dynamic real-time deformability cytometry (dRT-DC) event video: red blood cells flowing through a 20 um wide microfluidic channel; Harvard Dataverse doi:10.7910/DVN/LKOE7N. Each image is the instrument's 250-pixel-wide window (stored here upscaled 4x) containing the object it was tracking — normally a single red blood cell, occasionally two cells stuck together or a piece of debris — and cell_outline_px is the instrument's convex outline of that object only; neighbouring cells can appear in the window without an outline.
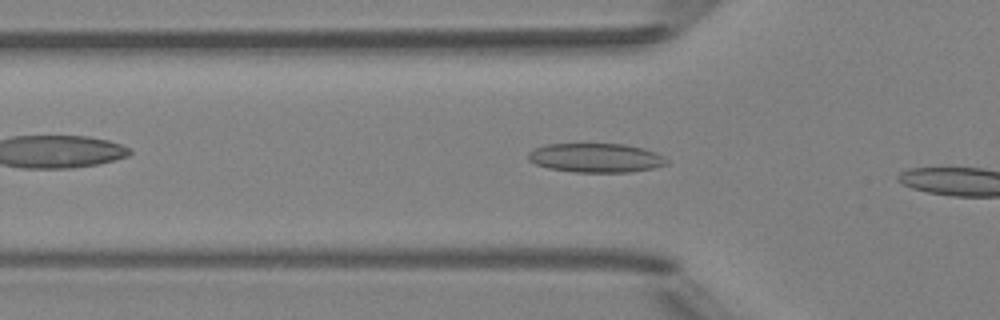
{"species": "Egyptian fruit bat (a non-hibernating species)", "species_latin": "Rousettus aegyptiacus", "temperature_condition": "room temperature", "stored_images_in_passage": 6, "camera_frame_rate_fps": 3000, "um_per_image_px": 0.085, "animal": {"sex": "female"}, "frame": {"image": 1, "passage_image": 6, "time_ms": 6.333, "image_size_px": [1000, 320], "cell_outline_px": [[668, 164], [652, 168], [632, 172], [572, 172], [548, 168], [536, 164], [528, 160], [528, 152], [536, 148], [548, 144], [624, 144], [644, 148], [656, 152], [664, 156], [668, 160]], "centroid_in_image_um": [50.67, 13.42], "position_along_channel_um": 75.1, "area_um2": 23.58}}